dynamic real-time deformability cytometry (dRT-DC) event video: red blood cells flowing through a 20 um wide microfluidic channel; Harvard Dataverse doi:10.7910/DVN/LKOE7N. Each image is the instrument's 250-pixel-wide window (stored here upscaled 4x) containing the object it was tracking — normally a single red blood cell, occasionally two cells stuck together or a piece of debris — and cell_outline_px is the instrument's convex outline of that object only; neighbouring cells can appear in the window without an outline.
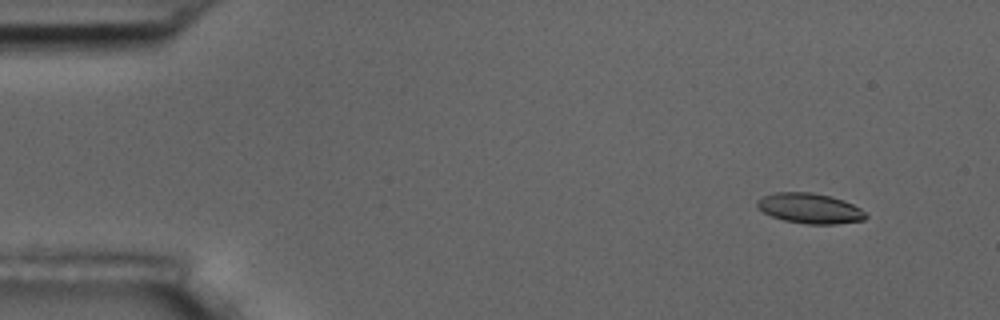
{"species": "common noctule bat (a hibernating species)", "species_latin": "Nyctalus noctula", "temperature_condition": "room temperature", "stored_images_in_passage": 7, "camera_frame_rate_fps": 3000, "um_per_image_px": 0.085, "animal": {"sex": "male", "body_mass_g": 17.5, "forearm_length_mm": 52.3}, "frame": {"image": 1, "passage_image": 1, "time_ms": 0.0, "image_size_px": [1000, 320], "cell_outline_px": [[868, 216], [864, 220], [836, 224], [808, 224], [784, 220], [772, 216], [764, 212], [756, 204], [756, 200], [764, 196], [776, 192], [812, 192], [832, 196], [844, 200], [860, 208]], "centroid_in_image_um": [68.86, 17.7], "position_along_channel_um": 16.1, "area_um2": 19.07}}
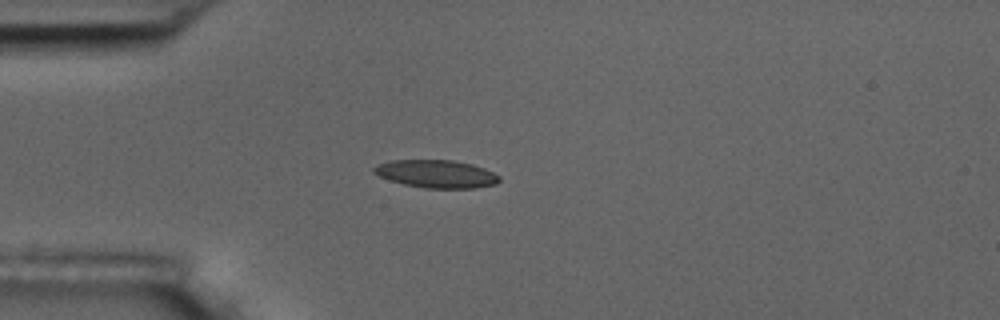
{"frame": {"image": 2, "passage_image": 4, "time_ms": 3.333, "image_size_px": [1000, 320], "cell_outline_px": [[500, 180], [496, 184], [476, 188], [424, 188], [404, 184], [380, 176], [372, 172], [372, 168], [376, 164], [392, 160], [452, 160], [472, 164], [484, 168], [500, 176]], "centroid_in_image_um": [37.09, 14.78], "position_along_channel_um": 47.9, "area_um2": 20.35}}
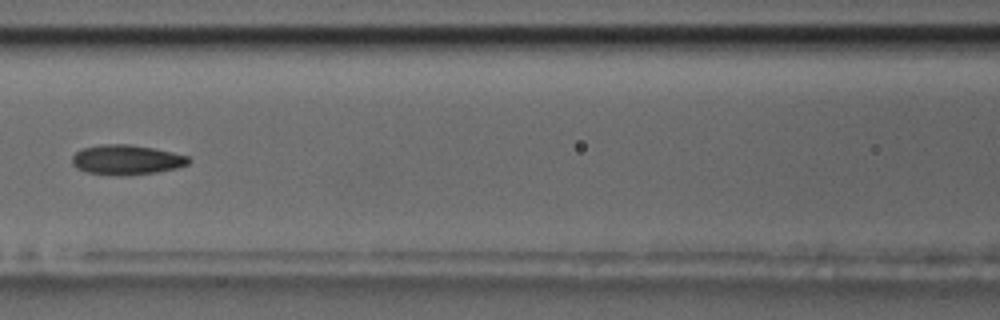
{"frame": {"image": 3, "passage_image": 7, "time_ms": 6.667, "image_size_px": [1000, 320], "cell_outline_px": [[192, 160], [188, 164], [176, 168], [156, 172], [116, 176], [88, 172], [76, 168], [72, 164], [72, 156], [80, 148], [100, 144], [128, 144], [152, 148], [172, 152], [188, 156]], "centroid_in_image_um": [10.73, 13.57], "position_along_channel_um": 155.9, "area_um2": 20.29}}